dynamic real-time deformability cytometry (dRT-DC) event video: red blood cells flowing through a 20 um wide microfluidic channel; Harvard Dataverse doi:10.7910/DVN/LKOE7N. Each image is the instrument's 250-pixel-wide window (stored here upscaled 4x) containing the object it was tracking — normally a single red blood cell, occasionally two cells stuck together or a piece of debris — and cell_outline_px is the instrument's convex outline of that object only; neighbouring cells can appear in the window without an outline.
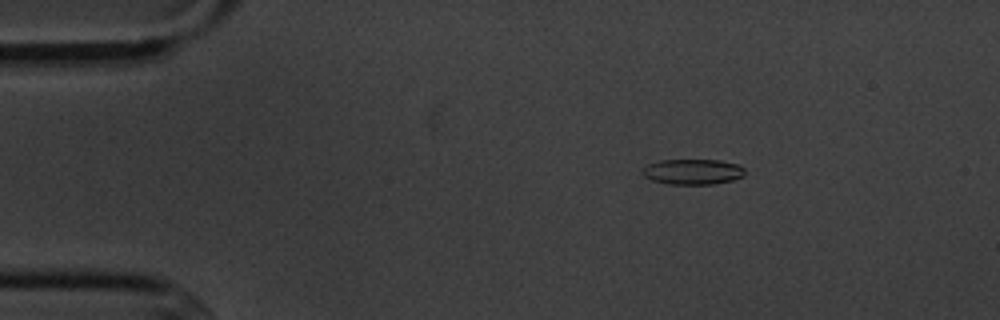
{"species": "common noctule bat (a hibernating species)", "species_latin": "Nyctalus noctula", "temperature_condition": "cold", "stored_images_in_passage": 6, "camera_frame_rate_fps": 3000, "um_per_image_px": 0.085, "animal": {"sex": "male", "body_mass_g": 20.1, "forearm_length_mm": 53.5}, "frame": {"image": 1, "passage_image": 3, "time_ms": 2.0, "image_size_px": [1000, 320], "cell_outline_px": [[744, 176], [732, 180], [712, 184], [668, 184], [652, 180], [644, 176], [640, 172], [648, 164], [660, 160], [720, 160], [740, 164], [744, 168]], "centroid_in_image_um": [58.89, 14.59], "position_along_channel_um": 26.1, "area_um2": 15.26}}
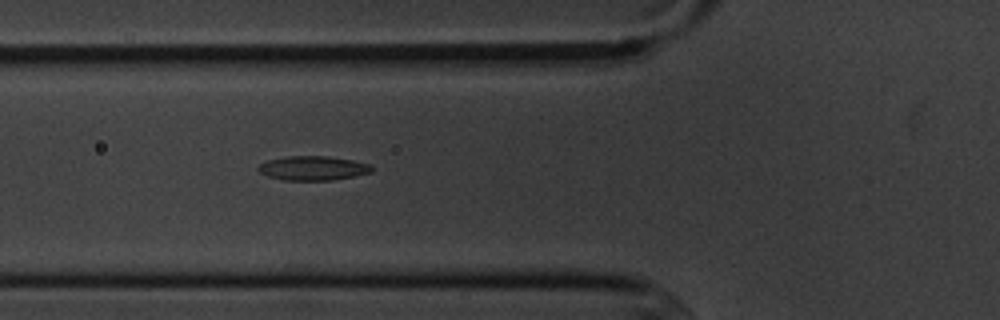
{"frame": {"image": 2, "passage_image": 6, "time_ms": 5.667, "image_size_px": [1000, 320], "cell_outline_px": [[372, 172], [332, 180], [284, 180], [268, 176], [260, 172], [256, 168], [260, 164], [268, 160], [288, 156], [328, 156], [352, 160], [372, 164]], "centroid_in_image_um": [26.6, 14.29], "position_along_channel_um": 99.2, "area_um2": 15.95}}